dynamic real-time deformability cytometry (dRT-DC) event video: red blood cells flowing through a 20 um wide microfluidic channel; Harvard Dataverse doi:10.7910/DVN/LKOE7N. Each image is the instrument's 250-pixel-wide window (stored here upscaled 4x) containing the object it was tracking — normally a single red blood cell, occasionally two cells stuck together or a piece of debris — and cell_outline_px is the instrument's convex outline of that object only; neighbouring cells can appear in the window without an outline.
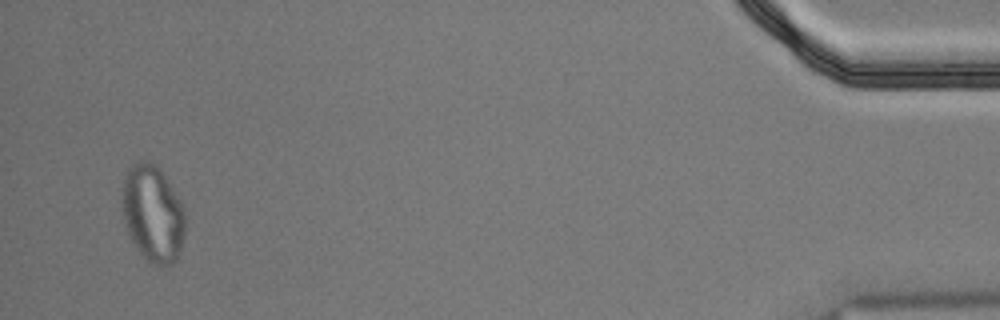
{"species": "Egyptian fruit bat (a non-hibernating species)", "species_latin": "Rousettus aegyptiacus", "temperature_condition": "cold", "stored_images_in_passage": 51, "segment_of_instrument_passage": [2, 2], "camera_frame_rate_fps": 3000, "um_per_image_px": 0.085, "animal": {"sex": "male"}, "frame": {"image": 1, "passage_image": 49, "time_ms": 16.0, "image_size_px": [1000, 320], "cell_outline_px": [[184, 236], [180, 252], [176, 260], [172, 264], [152, 264], [140, 252], [132, 240], [124, 216], [124, 180], [128, 168], [132, 164], [140, 160], [148, 160], [156, 164], [184, 204]], "centroid_in_image_um": [13.04, 18.12], "position_along_channel_um": 422.2, "area_um2": 34.91}}